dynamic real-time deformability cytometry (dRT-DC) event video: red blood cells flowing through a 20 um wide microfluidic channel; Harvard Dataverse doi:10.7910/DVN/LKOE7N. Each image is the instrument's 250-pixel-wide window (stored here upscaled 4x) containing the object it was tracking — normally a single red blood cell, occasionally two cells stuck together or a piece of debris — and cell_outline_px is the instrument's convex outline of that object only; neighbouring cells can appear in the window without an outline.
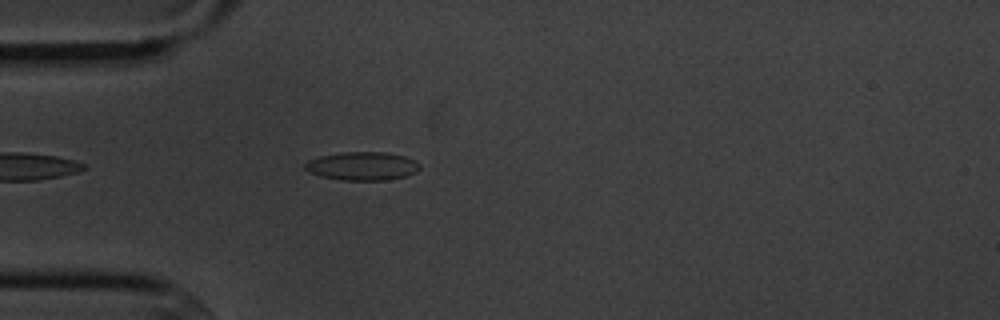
{"species": "common noctule bat (a hibernating species)", "species_latin": "Nyctalus noctula", "temperature_condition": "cold", "stored_images_in_passage": 4, "camera_frame_rate_fps": 3000, "um_per_image_px": 0.085, "animal": {"sex": "male", "body_mass_g": 20.1, "forearm_length_mm": 53.5}, "frame": {"image": 1, "passage_image": 4, "time_ms": 3.667, "image_size_px": [1000, 320], "cell_outline_px": [[420, 168], [416, 172], [404, 176], [388, 180], [340, 180], [320, 176], [308, 172], [304, 168], [304, 164], [308, 160], [320, 156], [340, 152], [384, 152], [404, 156], [416, 160], [420, 164]], "centroid_in_image_um": [30.78, 14.11], "position_along_channel_um": 54.2, "area_um2": 19.13}}